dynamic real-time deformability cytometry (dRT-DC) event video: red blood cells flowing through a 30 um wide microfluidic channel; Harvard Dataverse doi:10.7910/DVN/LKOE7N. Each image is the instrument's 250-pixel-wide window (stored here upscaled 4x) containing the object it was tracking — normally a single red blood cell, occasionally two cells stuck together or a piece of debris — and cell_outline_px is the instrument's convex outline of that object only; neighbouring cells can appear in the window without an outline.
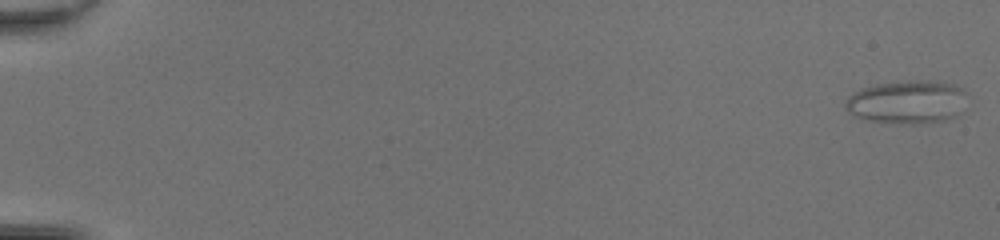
{"species": "common noctule bat (a hibernating species)", "species_latin": "Nyctalus noctula", "temperature_condition": "room temperature", "stored_images_in_passage": 49, "camera_frame_rate_fps": 3000, "um_per_image_px": 0.085, "animal": {"sex": "female", "body_mass_g": 20.0, "forearm_length_mm": 54.0}, "frame": {"image": 1, "passage_image": 1, "time_ms": 0.0, "image_size_px": [1000, 240], "cell_outline_px": [[972, 96], [960, 112], [956, 116], [944, 120], [920, 124], [908, 124], [868, 120], [852, 116], [844, 108], [844, 100], [852, 92], [876, 84], [916, 80], [936, 80], [956, 84], [964, 88]], "centroid_in_image_um": [77.18, 8.66], "position_along_channel_um": 7.8, "area_um2": 31.62}}
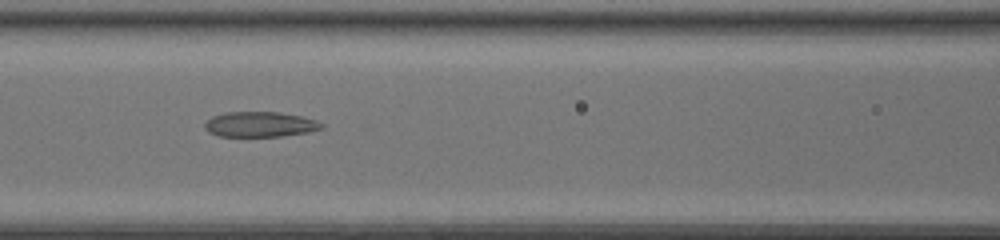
{"frame": {"image": 2, "passage_image": 24, "time_ms": 7.667, "image_size_px": [1000, 240], "cell_outline_px": [[324, 128], [308, 132], [280, 136], [216, 136], [208, 132], [204, 128], [204, 124], [212, 116], [224, 112], [280, 112], [300, 116], [316, 120], [324, 124]], "centroid_in_image_um": [22.08, 10.57], "position_along_channel_um": 144.5, "area_um2": 17.22}}
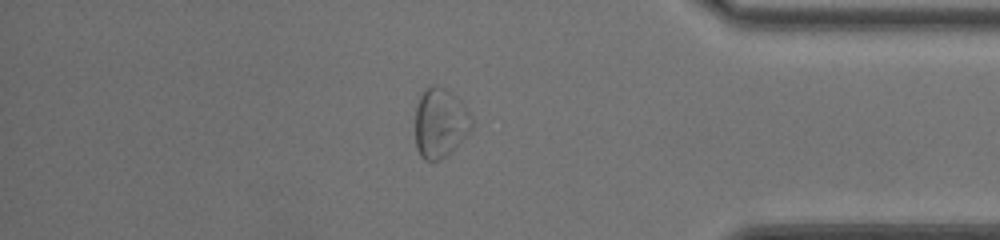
{"frame": {"image": 3, "passage_image": 43, "time_ms": 14.0, "image_size_px": [1000, 240], "cell_outline_px": [[472, 132], [440, 160], [424, 160], [420, 156], [416, 148], [416, 104], [424, 88], [428, 84], [436, 84], [444, 88], [456, 96], [460, 100], [472, 116]], "centroid_in_image_um": [37.42, 10.42], "position_along_channel_um": 397.8, "area_um2": 23.18}, "authors_computed_cell_mechanics": {"area_um2": 22.4842, "velocity_mm_per_s": 4.3324, "shape_relaxation_time_tau1_ms": null, "shape_relaxation_time_tau2_ms": 3.489, "deformation_change_tau1": null, "deformation_change_tau2": 0.1128}}